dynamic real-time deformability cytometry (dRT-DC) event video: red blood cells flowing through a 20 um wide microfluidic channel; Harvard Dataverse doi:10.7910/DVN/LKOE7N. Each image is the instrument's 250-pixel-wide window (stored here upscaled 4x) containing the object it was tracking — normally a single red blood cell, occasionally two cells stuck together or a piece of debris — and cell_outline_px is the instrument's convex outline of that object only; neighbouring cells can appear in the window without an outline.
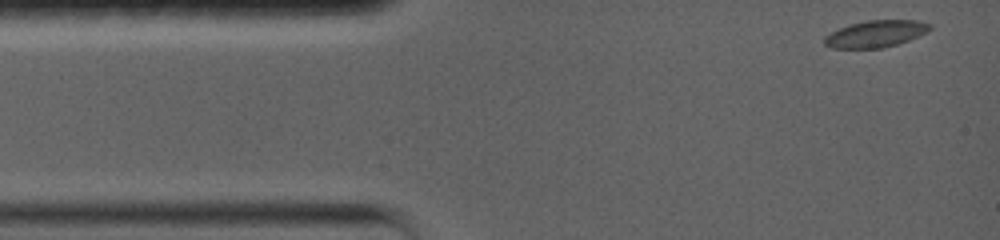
{"species": "common noctule bat (a hibernating species)", "species_latin": "Nyctalus noctula", "temperature_condition": "warm", "stored_images_in_passage": 71, "camera_frame_rate_fps": 5000, "um_per_image_px": 0.085, "animal": {"sex": "female", "body_mass_g": 19.0, "forearm_length_mm": 56.7}, "frame": {"image": 1, "passage_image": 1, "time_ms": 0.0, "image_size_px": [1000, 240], "cell_outline_px": [[932, 28], [908, 40], [896, 44], [880, 48], [832, 48], [824, 44], [824, 36], [840, 28], [852, 24], [868, 20], [916, 20], [932, 24]], "centroid_in_image_um": [74.42, 2.87], "position_along_channel_um": 10.6, "area_um2": 16.18}}
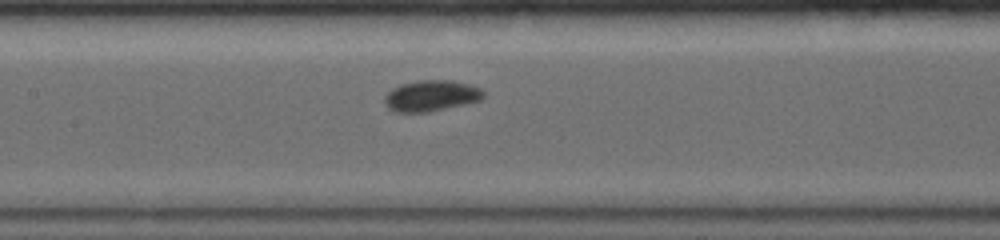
{"frame": {"image": 2, "passage_image": 31, "time_ms": 6.0, "image_size_px": [1000, 240], "cell_outline_px": [[484, 96], [480, 100], [464, 104], [428, 112], [396, 112], [388, 108], [384, 104], [384, 96], [392, 88], [400, 84], [416, 80], [452, 80], [468, 84], [480, 88], [484, 92]], "centroid_in_image_um": [36.61, 8.13], "position_along_channel_um": 170.8, "area_um2": 17.92}}
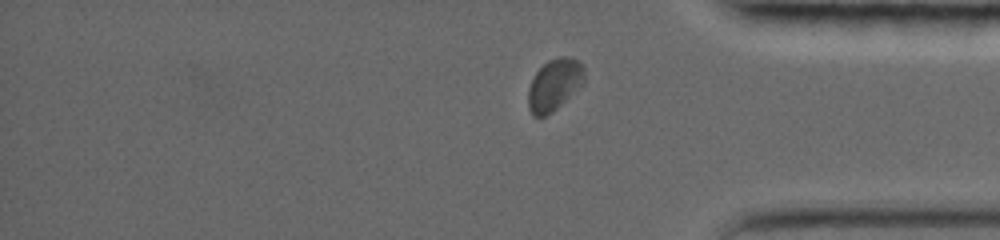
{"frame": {"image": 3, "passage_image": 61, "time_ms": 12.0, "image_size_px": [1000, 240], "cell_outline_px": [[584, 80], [544, 116], [536, 116], [532, 112], [528, 104], [528, 92], [532, 80], [536, 72], [548, 60], [560, 56], [568, 56], [580, 60], [584, 68]], "centroid_in_image_um": [47.1, 7.1], "position_along_channel_um": 388.1, "area_um2": 15.9}, "authors_computed_cell_mechanics": {"area_um2": 16.3574, "velocity_mm_per_s": 3.7553, "shape_relaxation_time_tau1_ms": 1.4618, "shape_relaxation_time_tau2_ms": 1.9216, "deformation_change_tau1": 0.0711, "deformation_change_tau2": 0.0494}}